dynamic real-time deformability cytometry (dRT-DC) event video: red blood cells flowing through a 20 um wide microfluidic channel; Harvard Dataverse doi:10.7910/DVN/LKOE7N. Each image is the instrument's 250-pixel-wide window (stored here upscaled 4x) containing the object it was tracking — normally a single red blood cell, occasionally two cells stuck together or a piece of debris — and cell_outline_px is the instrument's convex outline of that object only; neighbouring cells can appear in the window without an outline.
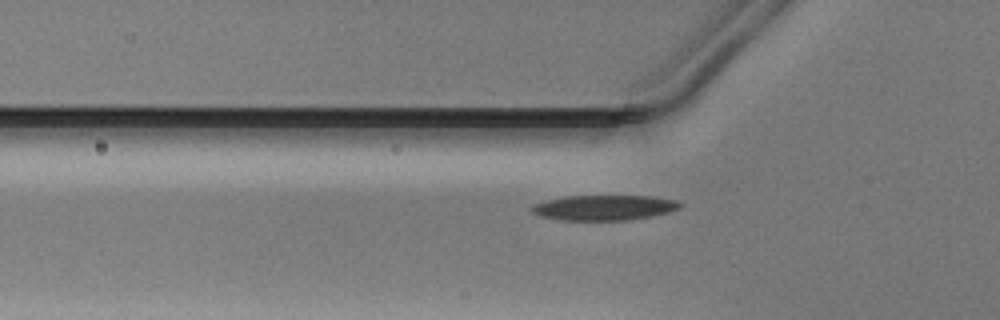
{"species": "Egyptian fruit bat (a non-hibernating species)", "species_latin": "Rousettus aegyptiacus", "temperature_condition": "warm", "stored_images_in_passage": 35, "camera_frame_rate_fps": 3000, "um_per_image_px": 0.085, "animal": {"sex": "male"}, "frame": {"image": 1, "passage_image": 3, "time_ms": 0.667, "image_size_px": [1000, 320], "cell_outline_px": [[684, 204], [680, 208], [668, 212], [652, 216], [628, 220], [560, 220], [540, 216], [532, 212], [532, 208], [536, 204], [548, 200], [568, 196], [652, 196], [676, 200]], "centroid_in_image_um": [51.41, 17.65], "position_along_channel_um": 74.4, "area_um2": 21.62}}
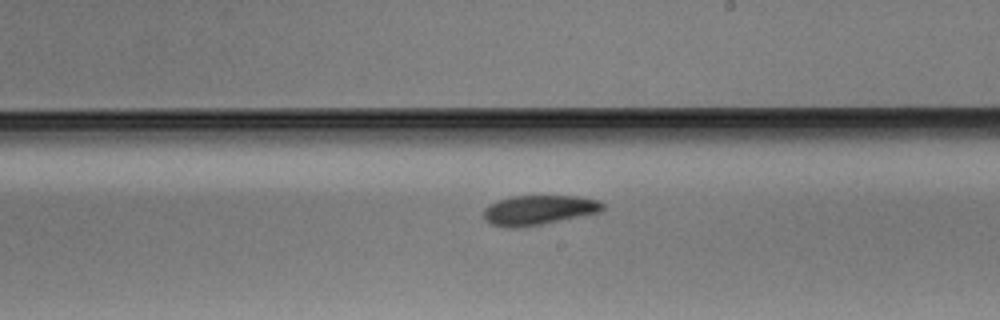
{"frame": {"image": 2, "passage_image": 16, "time_ms": 5.0, "image_size_px": [1000, 320], "cell_outline_px": [[604, 208], [600, 212], [540, 224], [516, 228], [508, 228], [492, 224], [484, 220], [484, 208], [488, 204], [496, 200], [512, 196], [580, 196], [600, 200], [604, 204]], "centroid_in_image_um": [45.77, 17.84], "position_along_channel_um": 243.2, "area_um2": 20.63}}
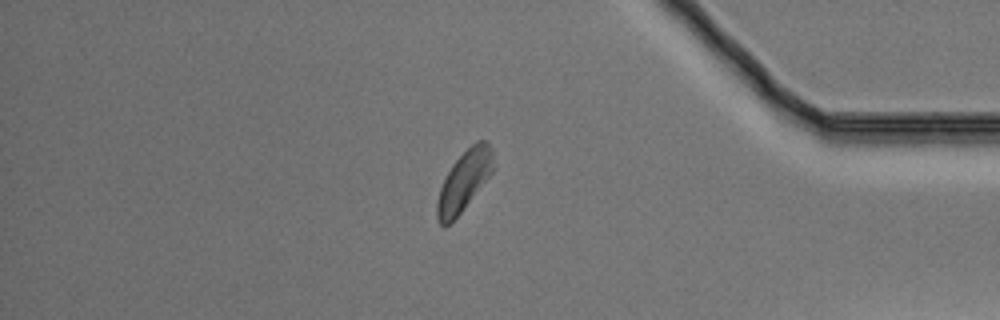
{"frame": {"image": 3, "passage_image": 30, "time_ms": 9.667, "image_size_px": [1000, 320], "cell_outline_px": [[496, 168], [460, 212], [444, 228], [436, 220], [436, 204], [440, 188], [452, 164], [476, 140], [484, 140], [492, 148], [496, 164]], "centroid_in_image_um": [39.47, 15.35], "position_along_channel_um": 395.7, "area_um2": 19.59}}